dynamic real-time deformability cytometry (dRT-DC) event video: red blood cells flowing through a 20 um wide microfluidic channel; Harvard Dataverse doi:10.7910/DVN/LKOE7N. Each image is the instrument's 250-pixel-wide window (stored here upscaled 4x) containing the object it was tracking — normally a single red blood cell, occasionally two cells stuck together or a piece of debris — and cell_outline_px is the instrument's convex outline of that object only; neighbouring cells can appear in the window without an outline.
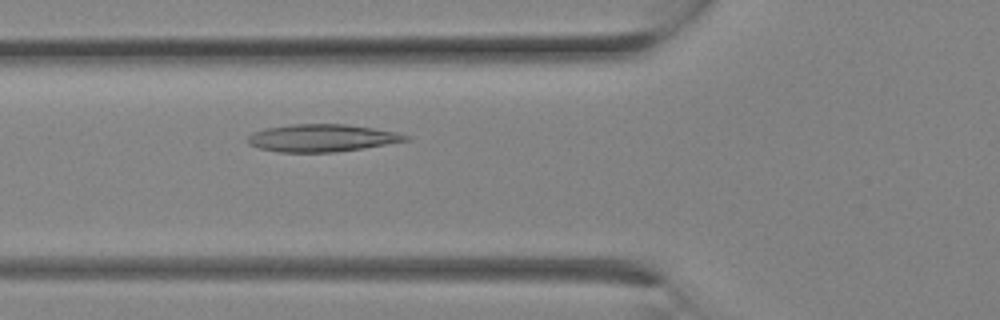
{"species": "Egyptian fruit bat (a non-hibernating species)", "species_latin": "Rousettus aegyptiacus", "temperature_condition": "room temperature", "stored_images_in_passage": 4, "camera_frame_rate_fps": 3000, "um_per_image_px": 0.085, "animal": {"sex": "female"}, "frame": {"image": 1, "passage_image": 4, "time_ms": 1.0, "image_size_px": [1000, 320], "cell_outline_px": [[412, 140], [364, 148], [332, 152], [280, 152], [260, 148], [248, 144], [248, 136], [252, 132], [264, 128], [292, 124], [344, 124], [372, 128], [396, 132], [412, 136]], "centroid_in_image_um": [27.39, 11.72], "position_along_channel_um": 98.4, "area_um2": 25.32}}